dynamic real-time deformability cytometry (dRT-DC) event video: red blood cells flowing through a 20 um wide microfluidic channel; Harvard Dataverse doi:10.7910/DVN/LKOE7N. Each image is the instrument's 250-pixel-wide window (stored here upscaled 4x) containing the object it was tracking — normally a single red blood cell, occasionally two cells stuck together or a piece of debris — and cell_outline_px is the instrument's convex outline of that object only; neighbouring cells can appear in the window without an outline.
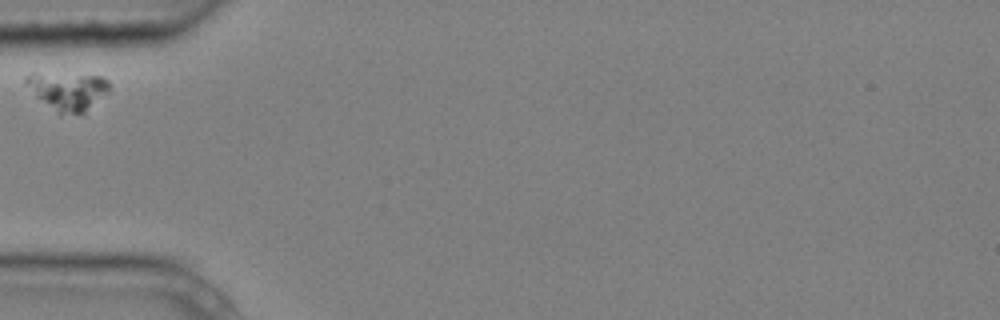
{"species": "common noctule bat (a hibernating species)", "species_latin": "Nyctalus noctula", "temperature_condition": "cold", "stored_images_in_passage": 3, "camera_frame_rate_fps": 3000, "um_per_image_px": 0.085, "animal": {"sex": "male", "body_mass_g": 20.4}, "frame": {"image": 1, "passage_image": 1, "time_ms": 0.0, "image_size_px": [1000, 320], "cell_outline_px": [[112, 88], [108, 92], [84, 112], [60, 112], [36, 96], [24, 84], [24, 80], [32, 72], [104, 76], [112, 84]], "centroid_in_image_um": [5.79, 7.65], "position_along_channel_um": 79.2, "area_um2": 18.03}}
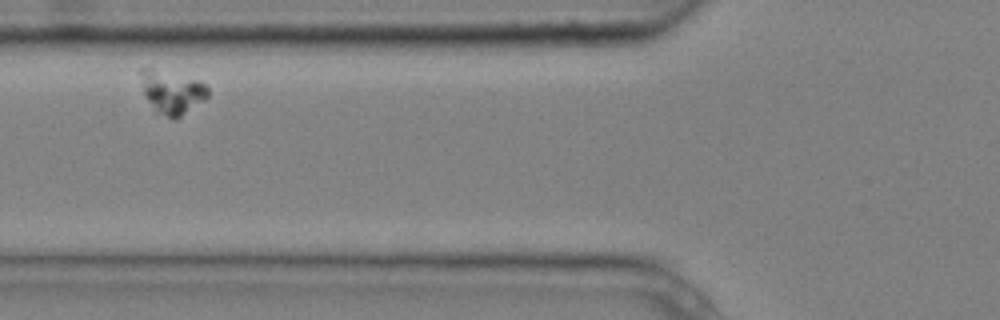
{"frame": {"image": 2, "passage_image": 2, "time_ms": 0.333, "image_size_px": [1000, 320], "cell_outline_px": [[208, 96], [204, 100], [176, 120], [172, 120], [156, 112], [148, 100], [144, 92], [140, 72], [140, 68], [152, 68], [196, 80], [204, 84], [208, 88]], "centroid_in_image_um": [14.61, 7.86], "position_along_channel_um": 111.2, "area_um2": 16.59}}
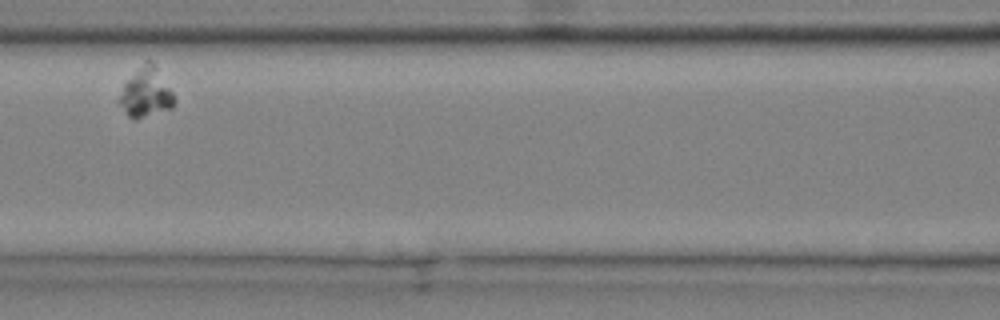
{"frame": {"image": 3, "passage_image": 3, "time_ms": 0.667, "image_size_px": [1000, 320], "cell_outline_px": [[176, 100], [172, 108], [136, 120], [132, 120], [128, 116], [120, 104], [120, 96], [124, 84], [144, 60], [152, 60], [156, 64], [172, 92]], "centroid_in_image_um": [12.43, 7.86], "position_along_channel_um": 154.2, "area_um2": 15.84}}